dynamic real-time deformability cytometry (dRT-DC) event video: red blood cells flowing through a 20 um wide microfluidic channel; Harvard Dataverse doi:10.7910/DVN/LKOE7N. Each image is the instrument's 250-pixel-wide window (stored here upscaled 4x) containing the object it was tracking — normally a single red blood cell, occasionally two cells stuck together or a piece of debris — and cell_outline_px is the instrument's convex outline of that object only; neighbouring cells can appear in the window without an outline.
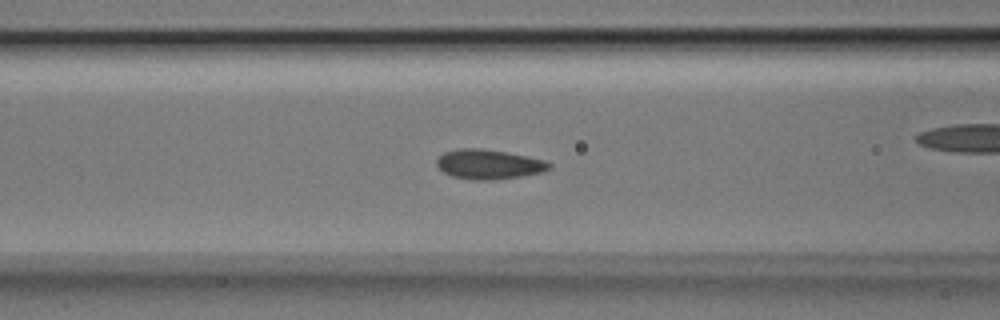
{"species": "Egyptian fruit bat (a non-hibernating species)", "species_latin": "Rousettus aegyptiacus", "temperature_condition": "room temperature", "stored_images_in_passage": 50, "camera_frame_rate_fps": 3000, "um_per_image_px": 0.085, "animal": {"sex": "male"}, "frame": {"image": 1, "passage_image": 19, "time_ms": 6.0, "image_size_px": [1000, 320], "cell_outline_px": [[552, 168], [544, 172], [520, 176], [492, 180], [472, 180], [452, 176], [444, 172], [436, 164], [436, 160], [444, 152], [456, 148], [480, 148], [508, 152], [528, 156], [544, 160], [552, 164]], "centroid_in_image_um": [41.56, 13.96], "position_along_channel_um": 125.0, "area_um2": 19.59}}
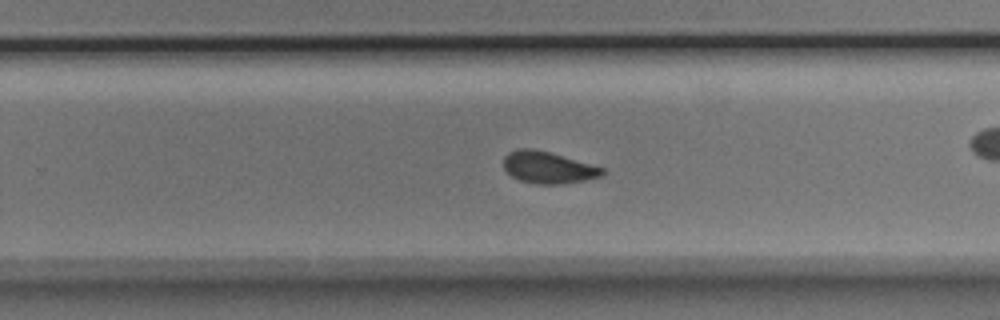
{"frame": {"image": 2, "passage_image": 31, "time_ms": 10.0, "image_size_px": [1000, 320], "cell_outline_px": [[604, 176], [584, 180], [560, 184], [536, 184], [520, 180], [512, 176], [504, 168], [504, 156], [508, 152], [516, 148], [532, 148], [548, 152], [604, 168]], "centroid_in_image_um": [46.56, 14.23], "position_along_channel_um": 283.2, "area_um2": 18.15}}
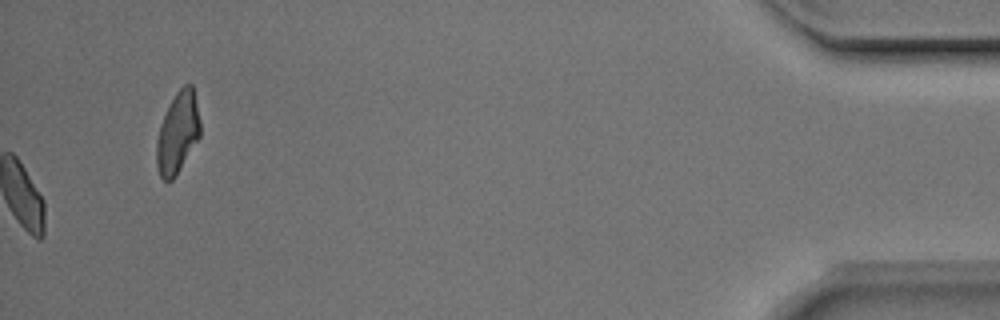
{"frame": {"image": 3, "passage_image": 50, "time_ms": 16.333, "image_size_px": [1000, 320], "cell_outline_px": [[200, 136], [172, 180], [164, 180], [160, 176], [156, 164], [156, 140], [160, 124], [176, 92], [184, 84], [192, 84], [200, 120]], "centroid_in_image_um": [15.09, 11.27], "position_along_channel_um": 420.1, "area_um2": 20.29}, "authors_computed_cell_mechanics": {"area_um2": 19.0162, "velocity_mm_per_s": 3.9654, "shape_relaxation_time_tau1_ms": 3.1211, "shape_relaxation_time_tau2_ms": 0.8603, "deformation_change_tau1": 0.0907, "deformation_change_tau2": 0.0491}}